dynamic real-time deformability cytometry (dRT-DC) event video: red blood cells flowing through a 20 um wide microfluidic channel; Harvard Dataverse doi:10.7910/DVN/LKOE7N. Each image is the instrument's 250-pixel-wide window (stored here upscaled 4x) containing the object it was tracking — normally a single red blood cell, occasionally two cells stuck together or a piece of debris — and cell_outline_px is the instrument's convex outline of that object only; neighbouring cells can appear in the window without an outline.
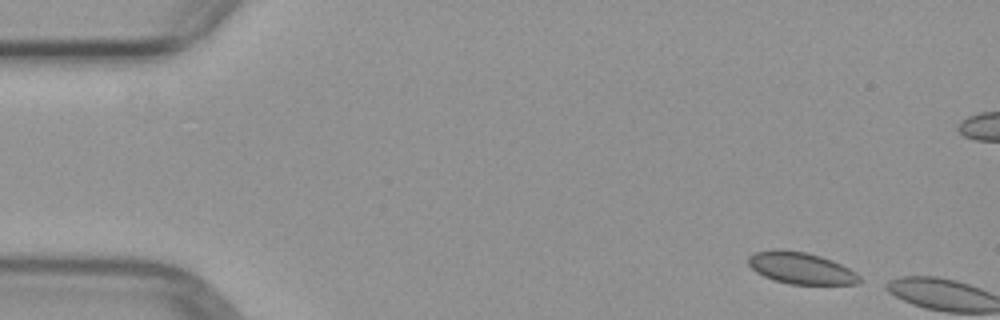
{"species": "common noctule bat (a hibernating species)", "species_latin": "Nyctalus noctula", "temperature_condition": "warm", "stored_images_in_passage": 2, "camera_frame_rate_fps": 3000, "um_per_image_px": 0.085, "animal": {"sex": "female", "body_mass_g": 29.2, "forearm_length_mm": 56.3}, "frame": {"image": 1, "passage_image": 1, "time_ms": 0.0, "image_size_px": [1000, 320], "cell_outline_px": [[864, 280], [860, 284], [788, 284], [772, 280], [756, 272], [748, 264], [748, 256], [756, 252], [772, 248], [780, 248], [808, 252], [832, 260], [856, 272]], "centroid_in_image_um": [68.08, 22.78], "position_along_channel_um": 16.9, "area_um2": 20.92}}